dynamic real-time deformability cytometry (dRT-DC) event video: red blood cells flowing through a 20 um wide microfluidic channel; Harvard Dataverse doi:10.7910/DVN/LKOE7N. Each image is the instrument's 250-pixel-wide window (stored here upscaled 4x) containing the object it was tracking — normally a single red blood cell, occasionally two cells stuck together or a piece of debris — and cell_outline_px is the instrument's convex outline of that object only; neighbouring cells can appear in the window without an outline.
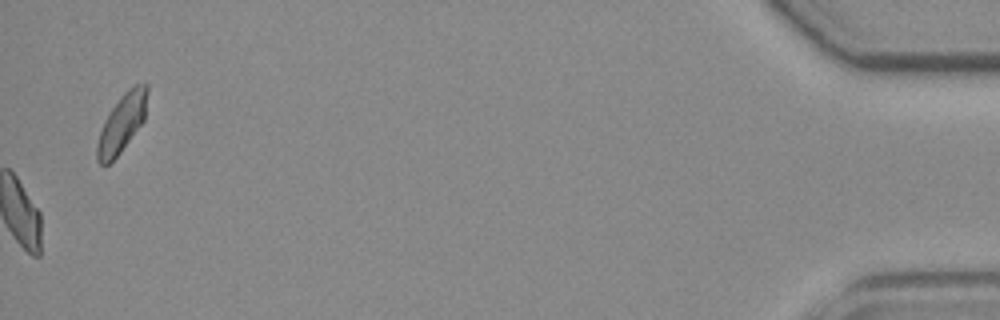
{"species": "common noctule bat (a hibernating species)", "species_latin": "Nyctalus noctula", "temperature_condition": "room temperature", "stored_images_in_passage": 56, "camera_frame_rate_fps": 3000, "um_per_image_px": 0.085, "animal": {"sex": "female", "body_mass_g": 19.3, "forearm_length_mm": 54.1}, "frame": {"image": 1, "passage_image": 56, "time_ms": 18.333, "image_size_px": [1000, 320], "cell_outline_px": [[148, 92], [144, 120], [120, 152], [108, 164], [100, 164], [96, 160], [96, 144], [104, 120], [120, 96], [132, 84], [148, 84]], "centroid_in_image_um": [10.35, 10.44], "position_along_channel_um": 424.8, "area_um2": 16.88}, "authors_computed_cell_mechanics": {"area_um2": 19.1318, "velocity_mm_per_s": 3.7336, "shape_relaxation_time_tau1_ms": null, "shape_relaxation_time_tau2_ms": 1.809, "deformation_change_tau1": null, "deformation_change_tau2": 0.0604}}